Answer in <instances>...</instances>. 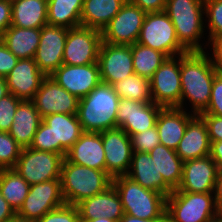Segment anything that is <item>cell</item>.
<instances>
[{
	"label": "cell",
	"mask_w": 222,
	"mask_h": 222,
	"mask_svg": "<svg viewBox=\"0 0 222 222\" xmlns=\"http://www.w3.org/2000/svg\"><path fill=\"white\" fill-rule=\"evenodd\" d=\"M217 73L206 51H191L181 54L180 108L194 115L203 113L209 105L212 83Z\"/></svg>",
	"instance_id": "1"
},
{
	"label": "cell",
	"mask_w": 222,
	"mask_h": 222,
	"mask_svg": "<svg viewBox=\"0 0 222 222\" xmlns=\"http://www.w3.org/2000/svg\"><path fill=\"white\" fill-rule=\"evenodd\" d=\"M164 12L174 25L179 43L188 52L207 50L204 0H166Z\"/></svg>",
	"instance_id": "2"
},
{
	"label": "cell",
	"mask_w": 222,
	"mask_h": 222,
	"mask_svg": "<svg viewBox=\"0 0 222 222\" xmlns=\"http://www.w3.org/2000/svg\"><path fill=\"white\" fill-rule=\"evenodd\" d=\"M119 102L120 98L112 86L103 82L79 99L77 116L83 131L100 133L116 128Z\"/></svg>",
	"instance_id": "3"
},
{
	"label": "cell",
	"mask_w": 222,
	"mask_h": 222,
	"mask_svg": "<svg viewBox=\"0 0 222 222\" xmlns=\"http://www.w3.org/2000/svg\"><path fill=\"white\" fill-rule=\"evenodd\" d=\"M83 132L77 114H49L40 123L30 148L58 153L65 158Z\"/></svg>",
	"instance_id": "4"
},
{
	"label": "cell",
	"mask_w": 222,
	"mask_h": 222,
	"mask_svg": "<svg viewBox=\"0 0 222 222\" xmlns=\"http://www.w3.org/2000/svg\"><path fill=\"white\" fill-rule=\"evenodd\" d=\"M61 192L65 204L77 205L82 200L105 191L112 185L106 170H96L68 162L61 166Z\"/></svg>",
	"instance_id": "5"
},
{
	"label": "cell",
	"mask_w": 222,
	"mask_h": 222,
	"mask_svg": "<svg viewBox=\"0 0 222 222\" xmlns=\"http://www.w3.org/2000/svg\"><path fill=\"white\" fill-rule=\"evenodd\" d=\"M124 213L141 219L161 218L166 213V196L139 185L127 175L112 178Z\"/></svg>",
	"instance_id": "6"
},
{
	"label": "cell",
	"mask_w": 222,
	"mask_h": 222,
	"mask_svg": "<svg viewBox=\"0 0 222 222\" xmlns=\"http://www.w3.org/2000/svg\"><path fill=\"white\" fill-rule=\"evenodd\" d=\"M168 222H211L218 218L214 193L173 190L166 198Z\"/></svg>",
	"instance_id": "7"
},
{
	"label": "cell",
	"mask_w": 222,
	"mask_h": 222,
	"mask_svg": "<svg viewBox=\"0 0 222 222\" xmlns=\"http://www.w3.org/2000/svg\"><path fill=\"white\" fill-rule=\"evenodd\" d=\"M137 43L160 51L167 57L188 52L179 43L174 25L164 11L146 14Z\"/></svg>",
	"instance_id": "8"
},
{
	"label": "cell",
	"mask_w": 222,
	"mask_h": 222,
	"mask_svg": "<svg viewBox=\"0 0 222 222\" xmlns=\"http://www.w3.org/2000/svg\"><path fill=\"white\" fill-rule=\"evenodd\" d=\"M64 157L58 153L23 148L13 169L29 184L60 179Z\"/></svg>",
	"instance_id": "9"
},
{
	"label": "cell",
	"mask_w": 222,
	"mask_h": 222,
	"mask_svg": "<svg viewBox=\"0 0 222 222\" xmlns=\"http://www.w3.org/2000/svg\"><path fill=\"white\" fill-rule=\"evenodd\" d=\"M152 102L163 108H180V55L167 57L149 79Z\"/></svg>",
	"instance_id": "10"
},
{
	"label": "cell",
	"mask_w": 222,
	"mask_h": 222,
	"mask_svg": "<svg viewBox=\"0 0 222 222\" xmlns=\"http://www.w3.org/2000/svg\"><path fill=\"white\" fill-rule=\"evenodd\" d=\"M146 14L140 7L126 1L102 30V42L115 45L136 43Z\"/></svg>",
	"instance_id": "11"
},
{
	"label": "cell",
	"mask_w": 222,
	"mask_h": 222,
	"mask_svg": "<svg viewBox=\"0 0 222 222\" xmlns=\"http://www.w3.org/2000/svg\"><path fill=\"white\" fill-rule=\"evenodd\" d=\"M102 32L79 26L68 29L63 53V64L78 66L98 63Z\"/></svg>",
	"instance_id": "12"
},
{
	"label": "cell",
	"mask_w": 222,
	"mask_h": 222,
	"mask_svg": "<svg viewBox=\"0 0 222 222\" xmlns=\"http://www.w3.org/2000/svg\"><path fill=\"white\" fill-rule=\"evenodd\" d=\"M65 204L61 192V180H49L30 185V191L17 216L36 221L46 213Z\"/></svg>",
	"instance_id": "13"
},
{
	"label": "cell",
	"mask_w": 222,
	"mask_h": 222,
	"mask_svg": "<svg viewBox=\"0 0 222 222\" xmlns=\"http://www.w3.org/2000/svg\"><path fill=\"white\" fill-rule=\"evenodd\" d=\"M49 77L78 99L86 97L102 82L98 63L78 66L62 64Z\"/></svg>",
	"instance_id": "14"
},
{
	"label": "cell",
	"mask_w": 222,
	"mask_h": 222,
	"mask_svg": "<svg viewBox=\"0 0 222 222\" xmlns=\"http://www.w3.org/2000/svg\"><path fill=\"white\" fill-rule=\"evenodd\" d=\"M163 107L154 102H139L120 99L116 115V127L122 128L129 136L156 126Z\"/></svg>",
	"instance_id": "15"
},
{
	"label": "cell",
	"mask_w": 222,
	"mask_h": 222,
	"mask_svg": "<svg viewBox=\"0 0 222 222\" xmlns=\"http://www.w3.org/2000/svg\"><path fill=\"white\" fill-rule=\"evenodd\" d=\"M105 152L106 172L112 177L126 175L133 149L130 136L120 127L100 132Z\"/></svg>",
	"instance_id": "16"
},
{
	"label": "cell",
	"mask_w": 222,
	"mask_h": 222,
	"mask_svg": "<svg viewBox=\"0 0 222 222\" xmlns=\"http://www.w3.org/2000/svg\"><path fill=\"white\" fill-rule=\"evenodd\" d=\"M36 110L44 118L49 114H77L79 99L46 76L32 99Z\"/></svg>",
	"instance_id": "17"
},
{
	"label": "cell",
	"mask_w": 222,
	"mask_h": 222,
	"mask_svg": "<svg viewBox=\"0 0 222 222\" xmlns=\"http://www.w3.org/2000/svg\"><path fill=\"white\" fill-rule=\"evenodd\" d=\"M98 65L103 83L112 85L127 78L134 73L131 46L102 42L99 48Z\"/></svg>",
	"instance_id": "18"
},
{
	"label": "cell",
	"mask_w": 222,
	"mask_h": 222,
	"mask_svg": "<svg viewBox=\"0 0 222 222\" xmlns=\"http://www.w3.org/2000/svg\"><path fill=\"white\" fill-rule=\"evenodd\" d=\"M68 29L46 24L41 28V36L34 61L39 70L50 76L63 64V53Z\"/></svg>",
	"instance_id": "19"
},
{
	"label": "cell",
	"mask_w": 222,
	"mask_h": 222,
	"mask_svg": "<svg viewBox=\"0 0 222 222\" xmlns=\"http://www.w3.org/2000/svg\"><path fill=\"white\" fill-rule=\"evenodd\" d=\"M218 166L210 156L183 162L180 191L190 193H213Z\"/></svg>",
	"instance_id": "20"
},
{
	"label": "cell",
	"mask_w": 222,
	"mask_h": 222,
	"mask_svg": "<svg viewBox=\"0 0 222 222\" xmlns=\"http://www.w3.org/2000/svg\"><path fill=\"white\" fill-rule=\"evenodd\" d=\"M45 77L34 58H30L19 59L5 80L9 93L21 100H32Z\"/></svg>",
	"instance_id": "21"
},
{
	"label": "cell",
	"mask_w": 222,
	"mask_h": 222,
	"mask_svg": "<svg viewBox=\"0 0 222 222\" xmlns=\"http://www.w3.org/2000/svg\"><path fill=\"white\" fill-rule=\"evenodd\" d=\"M68 162L96 170H106L105 152L100 133L83 132L67 151Z\"/></svg>",
	"instance_id": "22"
},
{
	"label": "cell",
	"mask_w": 222,
	"mask_h": 222,
	"mask_svg": "<svg viewBox=\"0 0 222 222\" xmlns=\"http://www.w3.org/2000/svg\"><path fill=\"white\" fill-rule=\"evenodd\" d=\"M80 220L109 218L118 221L124 215L123 206L113 184L105 191L86 198L77 204Z\"/></svg>",
	"instance_id": "23"
},
{
	"label": "cell",
	"mask_w": 222,
	"mask_h": 222,
	"mask_svg": "<svg viewBox=\"0 0 222 222\" xmlns=\"http://www.w3.org/2000/svg\"><path fill=\"white\" fill-rule=\"evenodd\" d=\"M211 142L205 121L200 115H195L186 127L176 153L183 161H189L210 155Z\"/></svg>",
	"instance_id": "24"
},
{
	"label": "cell",
	"mask_w": 222,
	"mask_h": 222,
	"mask_svg": "<svg viewBox=\"0 0 222 222\" xmlns=\"http://www.w3.org/2000/svg\"><path fill=\"white\" fill-rule=\"evenodd\" d=\"M195 115L178 107L162 108L158 114L156 127L161 144L176 150L185 134L188 122Z\"/></svg>",
	"instance_id": "25"
},
{
	"label": "cell",
	"mask_w": 222,
	"mask_h": 222,
	"mask_svg": "<svg viewBox=\"0 0 222 222\" xmlns=\"http://www.w3.org/2000/svg\"><path fill=\"white\" fill-rule=\"evenodd\" d=\"M144 188L156 191L168 197L172 189L158 173L155 162L147 152H133L130 168L126 174Z\"/></svg>",
	"instance_id": "26"
},
{
	"label": "cell",
	"mask_w": 222,
	"mask_h": 222,
	"mask_svg": "<svg viewBox=\"0 0 222 222\" xmlns=\"http://www.w3.org/2000/svg\"><path fill=\"white\" fill-rule=\"evenodd\" d=\"M42 120L32 100H21L8 133L22 149L29 148Z\"/></svg>",
	"instance_id": "27"
},
{
	"label": "cell",
	"mask_w": 222,
	"mask_h": 222,
	"mask_svg": "<svg viewBox=\"0 0 222 222\" xmlns=\"http://www.w3.org/2000/svg\"><path fill=\"white\" fill-rule=\"evenodd\" d=\"M41 28H20L10 25L1 38L18 59L34 58L39 46Z\"/></svg>",
	"instance_id": "28"
},
{
	"label": "cell",
	"mask_w": 222,
	"mask_h": 222,
	"mask_svg": "<svg viewBox=\"0 0 222 222\" xmlns=\"http://www.w3.org/2000/svg\"><path fill=\"white\" fill-rule=\"evenodd\" d=\"M127 0H84L81 26L102 30L120 11Z\"/></svg>",
	"instance_id": "29"
},
{
	"label": "cell",
	"mask_w": 222,
	"mask_h": 222,
	"mask_svg": "<svg viewBox=\"0 0 222 222\" xmlns=\"http://www.w3.org/2000/svg\"><path fill=\"white\" fill-rule=\"evenodd\" d=\"M11 25L20 28H42L47 22V0H11Z\"/></svg>",
	"instance_id": "30"
},
{
	"label": "cell",
	"mask_w": 222,
	"mask_h": 222,
	"mask_svg": "<svg viewBox=\"0 0 222 222\" xmlns=\"http://www.w3.org/2000/svg\"><path fill=\"white\" fill-rule=\"evenodd\" d=\"M148 153L155 162L158 173L162 174L164 182L172 190L178 189L182 180L183 161L176 151L159 144Z\"/></svg>",
	"instance_id": "31"
},
{
	"label": "cell",
	"mask_w": 222,
	"mask_h": 222,
	"mask_svg": "<svg viewBox=\"0 0 222 222\" xmlns=\"http://www.w3.org/2000/svg\"><path fill=\"white\" fill-rule=\"evenodd\" d=\"M84 0H47L49 25L72 29L81 26Z\"/></svg>",
	"instance_id": "32"
},
{
	"label": "cell",
	"mask_w": 222,
	"mask_h": 222,
	"mask_svg": "<svg viewBox=\"0 0 222 222\" xmlns=\"http://www.w3.org/2000/svg\"><path fill=\"white\" fill-rule=\"evenodd\" d=\"M30 191V185L13 169H0V194L17 213Z\"/></svg>",
	"instance_id": "33"
},
{
	"label": "cell",
	"mask_w": 222,
	"mask_h": 222,
	"mask_svg": "<svg viewBox=\"0 0 222 222\" xmlns=\"http://www.w3.org/2000/svg\"><path fill=\"white\" fill-rule=\"evenodd\" d=\"M131 46L134 73L150 79L167 56L150 47L134 43Z\"/></svg>",
	"instance_id": "34"
},
{
	"label": "cell",
	"mask_w": 222,
	"mask_h": 222,
	"mask_svg": "<svg viewBox=\"0 0 222 222\" xmlns=\"http://www.w3.org/2000/svg\"><path fill=\"white\" fill-rule=\"evenodd\" d=\"M111 86L120 99L152 102L149 79L138 74L133 73L127 78L113 83Z\"/></svg>",
	"instance_id": "35"
},
{
	"label": "cell",
	"mask_w": 222,
	"mask_h": 222,
	"mask_svg": "<svg viewBox=\"0 0 222 222\" xmlns=\"http://www.w3.org/2000/svg\"><path fill=\"white\" fill-rule=\"evenodd\" d=\"M204 7L206 40L222 37V0H204Z\"/></svg>",
	"instance_id": "36"
},
{
	"label": "cell",
	"mask_w": 222,
	"mask_h": 222,
	"mask_svg": "<svg viewBox=\"0 0 222 222\" xmlns=\"http://www.w3.org/2000/svg\"><path fill=\"white\" fill-rule=\"evenodd\" d=\"M22 148L8 132L0 131V169L13 168Z\"/></svg>",
	"instance_id": "37"
},
{
	"label": "cell",
	"mask_w": 222,
	"mask_h": 222,
	"mask_svg": "<svg viewBox=\"0 0 222 222\" xmlns=\"http://www.w3.org/2000/svg\"><path fill=\"white\" fill-rule=\"evenodd\" d=\"M133 152H150L155 146L161 144L157 127L141 133L130 135Z\"/></svg>",
	"instance_id": "38"
},
{
	"label": "cell",
	"mask_w": 222,
	"mask_h": 222,
	"mask_svg": "<svg viewBox=\"0 0 222 222\" xmlns=\"http://www.w3.org/2000/svg\"><path fill=\"white\" fill-rule=\"evenodd\" d=\"M20 101L11 93L0 99V131L9 132Z\"/></svg>",
	"instance_id": "39"
},
{
	"label": "cell",
	"mask_w": 222,
	"mask_h": 222,
	"mask_svg": "<svg viewBox=\"0 0 222 222\" xmlns=\"http://www.w3.org/2000/svg\"><path fill=\"white\" fill-rule=\"evenodd\" d=\"M35 222H80V214L77 205L64 204Z\"/></svg>",
	"instance_id": "40"
},
{
	"label": "cell",
	"mask_w": 222,
	"mask_h": 222,
	"mask_svg": "<svg viewBox=\"0 0 222 222\" xmlns=\"http://www.w3.org/2000/svg\"><path fill=\"white\" fill-rule=\"evenodd\" d=\"M201 114H210L222 117V73L214 77L211 89V97L207 109Z\"/></svg>",
	"instance_id": "41"
},
{
	"label": "cell",
	"mask_w": 222,
	"mask_h": 222,
	"mask_svg": "<svg viewBox=\"0 0 222 222\" xmlns=\"http://www.w3.org/2000/svg\"><path fill=\"white\" fill-rule=\"evenodd\" d=\"M18 60L0 39V77L5 78L12 71Z\"/></svg>",
	"instance_id": "42"
},
{
	"label": "cell",
	"mask_w": 222,
	"mask_h": 222,
	"mask_svg": "<svg viewBox=\"0 0 222 222\" xmlns=\"http://www.w3.org/2000/svg\"><path fill=\"white\" fill-rule=\"evenodd\" d=\"M207 125L210 142L222 140V117L210 114H200Z\"/></svg>",
	"instance_id": "43"
},
{
	"label": "cell",
	"mask_w": 222,
	"mask_h": 222,
	"mask_svg": "<svg viewBox=\"0 0 222 222\" xmlns=\"http://www.w3.org/2000/svg\"><path fill=\"white\" fill-rule=\"evenodd\" d=\"M208 47L210 51H213L210 52ZM207 49L208 50L205 51L208 53L213 67L217 70V72L222 73V37L209 39Z\"/></svg>",
	"instance_id": "44"
},
{
	"label": "cell",
	"mask_w": 222,
	"mask_h": 222,
	"mask_svg": "<svg viewBox=\"0 0 222 222\" xmlns=\"http://www.w3.org/2000/svg\"><path fill=\"white\" fill-rule=\"evenodd\" d=\"M140 7L146 13L162 12L165 10L166 0H127Z\"/></svg>",
	"instance_id": "45"
},
{
	"label": "cell",
	"mask_w": 222,
	"mask_h": 222,
	"mask_svg": "<svg viewBox=\"0 0 222 222\" xmlns=\"http://www.w3.org/2000/svg\"><path fill=\"white\" fill-rule=\"evenodd\" d=\"M12 4L11 0H0V39L5 30L11 25Z\"/></svg>",
	"instance_id": "46"
},
{
	"label": "cell",
	"mask_w": 222,
	"mask_h": 222,
	"mask_svg": "<svg viewBox=\"0 0 222 222\" xmlns=\"http://www.w3.org/2000/svg\"><path fill=\"white\" fill-rule=\"evenodd\" d=\"M17 213L14 209L8 204L5 198L0 194V222H6L13 217H15Z\"/></svg>",
	"instance_id": "47"
},
{
	"label": "cell",
	"mask_w": 222,
	"mask_h": 222,
	"mask_svg": "<svg viewBox=\"0 0 222 222\" xmlns=\"http://www.w3.org/2000/svg\"><path fill=\"white\" fill-rule=\"evenodd\" d=\"M219 170H222V140L211 142L210 155Z\"/></svg>",
	"instance_id": "48"
},
{
	"label": "cell",
	"mask_w": 222,
	"mask_h": 222,
	"mask_svg": "<svg viewBox=\"0 0 222 222\" xmlns=\"http://www.w3.org/2000/svg\"><path fill=\"white\" fill-rule=\"evenodd\" d=\"M213 193L216 207L220 210L222 209V170L218 171Z\"/></svg>",
	"instance_id": "49"
},
{
	"label": "cell",
	"mask_w": 222,
	"mask_h": 222,
	"mask_svg": "<svg viewBox=\"0 0 222 222\" xmlns=\"http://www.w3.org/2000/svg\"><path fill=\"white\" fill-rule=\"evenodd\" d=\"M119 222H168V217L165 213L161 218L141 219L124 213Z\"/></svg>",
	"instance_id": "50"
},
{
	"label": "cell",
	"mask_w": 222,
	"mask_h": 222,
	"mask_svg": "<svg viewBox=\"0 0 222 222\" xmlns=\"http://www.w3.org/2000/svg\"><path fill=\"white\" fill-rule=\"evenodd\" d=\"M9 94L5 78L0 77V99Z\"/></svg>",
	"instance_id": "51"
},
{
	"label": "cell",
	"mask_w": 222,
	"mask_h": 222,
	"mask_svg": "<svg viewBox=\"0 0 222 222\" xmlns=\"http://www.w3.org/2000/svg\"><path fill=\"white\" fill-rule=\"evenodd\" d=\"M80 222H118V221H115V220H111L109 218H96V219H93V220H80Z\"/></svg>",
	"instance_id": "52"
},
{
	"label": "cell",
	"mask_w": 222,
	"mask_h": 222,
	"mask_svg": "<svg viewBox=\"0 0 222 222\" xmlns=\"http://www.w3.org/2000/svg\"><path fill=\"white\" fill-rule=\"evenodd\" d=\"M6 222H35V221L28 220V219H23V218H20L16 215L15 217H13L12 219H10Z\"/></svg>",
	"instance_id": "53"
},
{
	"label": "cell",
	"mask_w": 222,
	"mask_h": 222,
	"mask_svg": "<svg viewBox=\"0 0 222 222\" xmlns=\"http://www.w3.org/2000/svg\"><path fill=\"white\" fill-rule=\"evenodd\" d=\"M218 219L222 222V209L219 210Z\"/></svg>",
	"instance_id": "54"
},
{
	"label": "cell",
	"mask_w": 222,
	"mask_h": 222,
	"mask_svg": "<svg viewBox=\"0 0 222 222\" xmlns=\"http://www.w3.org/2000/svg\"><path fill=\"white\" fill-rule=\"evenodd\" d=\"M211 222H221V221L217 218V219H215V220H213Z\"/></svg>",
	"instance_id": "55"
}]
</instances>
